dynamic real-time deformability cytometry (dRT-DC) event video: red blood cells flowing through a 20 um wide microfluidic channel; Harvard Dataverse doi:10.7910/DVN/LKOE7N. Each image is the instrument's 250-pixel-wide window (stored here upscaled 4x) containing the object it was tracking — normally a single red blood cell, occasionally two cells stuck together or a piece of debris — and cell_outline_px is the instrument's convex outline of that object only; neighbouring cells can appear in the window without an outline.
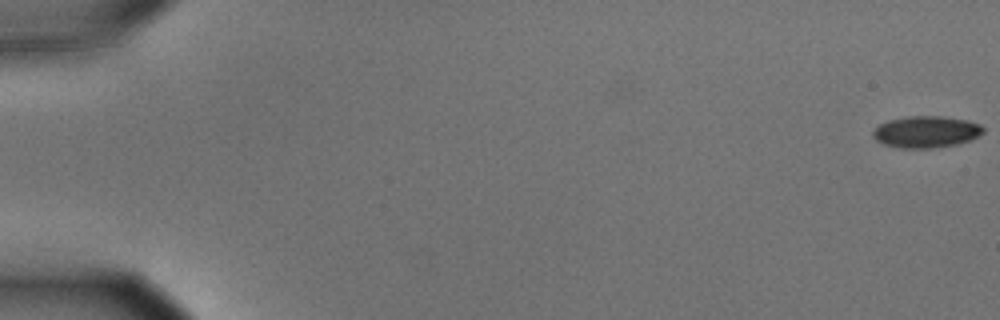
{"species": "common noctule bat (a hibernating species)", "species_latin": "Nyctalus noctula", "temperature_condition": "cold", "stored_images_in_passage": 51, "camera_frame_rate_fps": 3000, "um_per_image_px": 0.085, "animal": {"sex": "male", "body_mass_g": 15.6}, "frame": {"image": 1, "passage_image": 1, "time_ms": 0.0, "image_size_px": [1000, 320], "cell_outline_px": [[984, 132], [968, 140], [956, 144], [932, 148], [900, 148], [884, 144], [876, 140], [872, 136], [872, 132], [880, 124], [888, 120], [908, 116], [940, 116], [968, 120], [980, 124], [984, 128]], "centroid_in_image_um": [78.7, 11.2], "position_along_channel_um": 6.3, "area_um2": 20.23}}
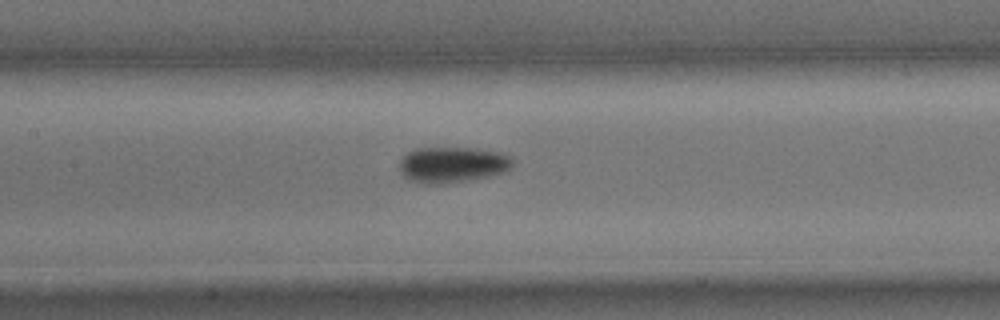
{"frame": {"image": 2, "passage_image": 28, "time_ms": 9.0, "image_size_px": [1000, 320], "cell_outline_px": [[512, 168], [504, 172], [488, 176], [468, 180], [440, 184], [424, 184], [412, 180], [404, 176], [400, 172], [400, 160], [408, 152], [416, 148], [472, 148], [500, 152], [512, 156]], "centroid_in_image_um": [38.47, 13.99], "position_along_channel_um": 168.9, "area_um2": 23.58}}
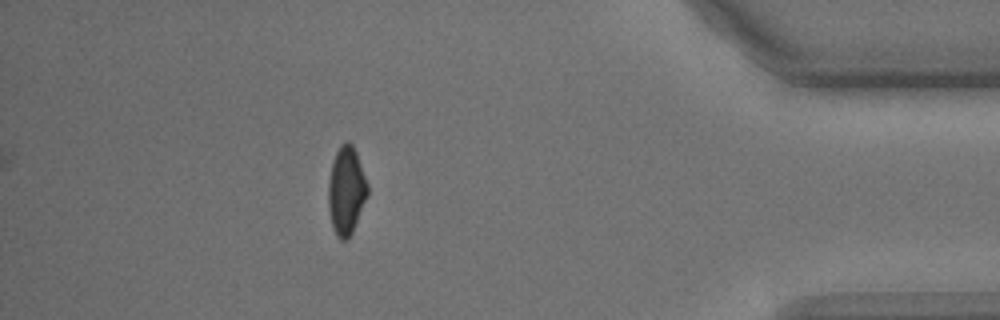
{"frame": {"image": 3, "passage_image": 51, "time_ms": 16.667, "image_size_px": [1000, 320], "cell_outline_px": [[368, 196], [352, 232], [348, 240], [340, 240], [336, 236], [332, 228], [328, 208], [328, 184], [332, 160], [340, 144], [348, 140], [352, 144], [356, 152], [368, 184]], "centroid_in_image_um": [29.42, 16.21], "position_along_channel_um": 405.8, "area_um2": 20.4}, "authors_computed_cell_mechanics": {"area_um2": 21.5594, "velocity_mm_per_s": 3.613, "shape_relaxation_time_tau1_ms": 2.3883, "shape_relaxation_time_tau2_ms": 7.9894, "deformation_change_tau1": 0.1072, "deformation_change_tau2": 0.0771}}